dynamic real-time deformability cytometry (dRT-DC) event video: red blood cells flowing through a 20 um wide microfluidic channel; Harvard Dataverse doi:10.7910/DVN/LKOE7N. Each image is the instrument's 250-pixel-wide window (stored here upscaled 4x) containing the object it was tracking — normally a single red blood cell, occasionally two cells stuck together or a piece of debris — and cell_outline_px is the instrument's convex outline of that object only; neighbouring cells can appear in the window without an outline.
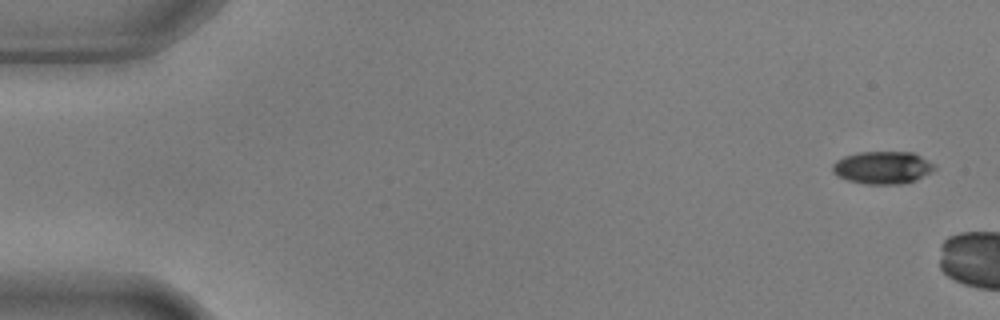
{"species": "common noctule bat (a hibernating species)", "species_latin": "Nyctalus noctula", "temperature_condition": "warm", "stored_images_in_passage": 3, "camera_frame_rate_fps": 3000, "um_per_image_px": 0.085, "animal": {"sex": "male", "body_mass_g": 17.9, "forearm_length_mm": 54.2}, "frame": {"image": 1, "passage_image": 1, "time_ms": 0.0, "image_size_px": [1000, 320], "cell_outline_px": [[936, 168], [932, 172], [916, 180], [900, 184], [864, 184], [848, 180], [836, 176], [832, 172], [832, 164], [836, 160], [844, 156], [860, 152], [912, 152], [936, 164]], "centroid_in_image_um": [75.01, 14.25], "position_along_channel_um": 10.0, "area_um2": 19.54}}